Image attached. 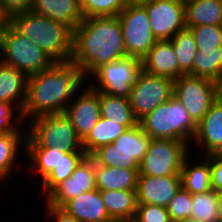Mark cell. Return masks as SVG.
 I'll return each instance as SVG.
<instances>
[{
	"label": "cell",
	"mask_w": 222,
	"mask_h": 222,
	"mask_svg": "<svg viewBox=\"0 0 222 222\" xmlns=\"http://www.w3.org/2000/svg\"><path fill=\"white\" fill-rule=\"evenodd\" d=\"M85 80L80 66L72 62H55L50 68L29 76L21 111L24 122L44 114L65 112L72 97L86 84Z\"/></svg>",
	"instance_id": "6da1fadb"
},
{
	"label": "cell",
	"mask_w": 222,
	"mask_h": 222,
	"mask_svg": "<svg viewBox=\"0 0 222 222\" xmlns=\"http://www.w3.org/2000/svg\"><path fill=\"white\" fill-rule=\"evenodd\" d=\"M192 76L207 78L222 85V46L198 49L192 65Z\"/></svg>",
	"instance_id": "4316f807"
},
{
	"label": "cell",
	"mask_w": 222,
	"mask_h": 222,
	"mask_svg": "<svg viewBox=\"0 0 222 222\" xmlns=\"http://www.w3.org/2000/svg\"><path fill=\"white\" fill-rule=\"evenodd\" d=\"M142 70L172 80L179 78V64L170 40H157L141 59Z\"/></svg>",
	"instance_id": "ac0fdd59"
},
{
	"label": "cell",
	"mask_w": 222,
	"mask_h": 222,
	"mask_svg": "<svg viewBox=\"0 0 222 222\" xmlns=\"http://www.w3.org/2000/svg\"><path fill=\"white\" fill-rule=\"evenodd\" d=\"M185 25H222V0H192L185 3Z\"/></svg>",
	"instance_id": "484cf974"
},
{
	"label": "cell",
	"mask_w": 222,
	"mask_h": 222,
	"mask_svg": "<svg viewBox=\"0 0 222 222\" xmlns=\"http://www.w3.org/2000/svg\"><path fill=\"white\" fill-rule=\"evenodd\" d=\"M191 217L201 222H218L220 219L216 191L192 194Z\"/></svg>",
	"instance_id": "d6a6232c"
},
{
	"label": "cell",
	"mask_w": 222,
	"mask_h": 222,
	"mask_svg": "<svg viewBox=\"0 0 222 222\" xmlns=\"http://www.w3.org/2000/svg\"><path fill=\"white\" fill-rule=\"evenodd\" d=\"M128 56L118 16L87 17L73 31L70 62L87 79L103 64Z\"/></svg>",
	"instance_id": "7a4b0ae2"
},
{
	"label": "cell",
	"mask_w": 222,
	"mask_h": 222,
	"mask_svg": "<svg viewBox=\"0 0 222 222\" xmlns=\"http://www.w3.org/2000/svg\"><path fill=\"white\" fill-rule=\"evenodd\" d=\"M211 185L214 191L222 190V155L210 156Z\"/></svg>",
	"instance_id": "ab89813d"
},
{
	"label": "cell",
	"mask_w": 222,
	"mask_h": 222,
	"mask_svg": "<svg viewBox=\"0 0 222 222\" xmlns=\"http://www.w3.org/2000/svg\"><path fill=\"white\" fill-rule=\"evenodd\" d=\"M180 174L174 176H148L138 174L137 203L166 207L181 188Z\"/></svg>",
	"instance_id": "e0dca14e"
},
{
	"label": "cell",
	"mask_w": 222,
	"mask_h": 222,
	"mask_svg": "<svg viewBox=\"0 0 222 222\" xmlns=\"http://www.w3.org/2000/svg\"><path fill=\"white\" fill-rule=\"evenodd\" d=\"M14 110H17L15 111L18 113L17 116H15ZM14 117L15 119H13ZM18 124L23 126L26 124L20 109L12 103L0 102V133H22L23 129Z\"/></svg>",
	"instance_id": "8d00e7d4"
},
{
	"label": "cell",
	"mask_w": 222,
	"mask_h": 222,
	"mask_svg": "<svg viewBox=\"0 0 222 222\" xmlns=\"http://www.w3.org/2000/svg\"><path fill=\"white\" fill-rule=\"evenodd\" d=\"M138 123L151 138L183 141L190 146L197 130V124L175 97L146 114Z\"/></svg>",
	"instance_id": "277c9868"
},
{
	"label": "cell",
	"mask_w": 222,
	"mask_h": 222,
	"mask_svg": "<svg viewBox=\"0 0 222 222\" xmlns=\"http://www.w3.org/2000/svg\"><path fill=\"white\" fill-rule=\"evenodd\" d=\"M100 114L114 122H138L129 99L99 92Z\"/></svg>",
	"instance_id": "4dcf8cb0"
},
{
	"label": "cell",
	"mask_w": 222,
	"mask_h": 222,
	"mask_svg": "<svg viewBox=\"0 0 222 222\" xmlns=\"http://www.w3.org/2000/svg\"><path fill=\"white\" fill-rule=\"evenodd\" d=\"M69 215L80 222H112L100 190L82 192L79 196L68 200L62 207Z\"/></svg>",
	"instance_id": "d6986e66"
},
{
	"label": "cell",
	"mask_w": 222,
	"mask_h": 222,
	"mask_svg": "<svg viewBox=\"0 0 222 222\" xmlns=\"http://www.w3.org/2000/svg\"><path fill=\"white\" fill-rule=\"evenodd\" d=\"M188 29L192 31L198 49L222 46V25H200Z\"/></svg>",
	"instance_id": "e575fe53"
},
{
	"label": "cell",
	"mask_w": 222,
	"mask_h": 222,
	"mask_svg": "<svg viewBox=\"0 0 222 222\" xmlns=\"http://www.w3.org/2000/svg\"><path fill=\"white\" fill-rule=\"evenodd\" d=\"M190 145L183 141L152 138L140 163L139 173L148 176H174L181 172Z\"/></svg>",
	"instance_id": "9c48e42d"
},
{
	"label": "cell",
	"mask_w": 222,
	"mask_h": 222,
	"mask_svg": "<svg viewBox=\"0 0 222 222\" xmlns=\"http://www.w3.org/2000/svg\"><path fill=\"white\" fill-rule=\"evenodd\" d=\"M118 17L127 55L142 59L157 42L150 28L146 8L127 3Z\"/></svg>",
	"instance_id": "7c38bea8"
},
{
	"label": "cell",
	"mask_w": 222,
	"mask_h": 222,
	"mask_svg": "<svg viewBox=\"0 0 222 222\" xmlns=\"http://www.w3.org/2000/svg\"><path fill=\"white\" fill-rule=\"evenodd\" d=\"M127 5V0H80L84 18L118 16Z\"/></svg>",
	"instance_id": "836d02e7"
},
{
	"label": "cell",
	"mask_w": 222,
	"mask_h": 222,
	"mask_svg": "<svg viewBox=\"0 0 222 222\" xmlns=\"http://www.w3.org/2000/svg\"><path fill=\"white\" fill-rule=\"evenodd\" d=\"M184 3H186V2H189V1H192V0H182Z\"/></svg>",
	"instance_id": "bcb514c9"
},
{
	"label": "cell",
	"mask_w": 222,
	"mask_h": 222,
	"mask_svg": "<svg viewBox=\"0 0 222 222\" xmlns=\"http://www.w3.org/2000/svg\"><path fill=\"white\" fill-rule=\"evenodd\" d=\"M202 151V156L222 155V98L219 97L197 124L193 144Z\"/></svg>",
	"instance_id": "2e32d148"
},
{
	"label": "cell",
	"mask_w": 222,
	"mask_h": 222,
	"mask_svg": "<svg viewBox=\"0 0 222 222\" xmlns=\"http://www.w3.org/2000/svg\"><path fill=\"white\" fill-rule=\"evenodd\" d=\"M0 61L27 77L50 68L55 62L37 44L18 32L10 23L0 34ZM4 58V59H3Z\"/></svg>",
	"instance_id": "8992f818"
},
{
	"label": "cell",
	"mask_w": 222,
	"mask_h": 222,
	"mask_svg": "<svg viewBox=\"0 0 222 222\" xmlns=\"http://www.w3.org/2000/svg\"><path fill=\"white\" fill-rule=\"evenodd\" d=\"M96 189L95 162L86 156L69 178L60 182L45 198L46 205L62 207L68 200L82 192Z\"/></svg>",
	"instance_id": "5bb4252c"
},
{
	"label": "cell",
	"mask_w": 222,
	"mask_h": 222,
	"mask_svg": "<svg viewBox=\"0 0 222 222\" xmlns=\"http://www.w3.org/2000/svg\"><path fill=\"white\" fill-rule=\"evenodd\" d=\"M175 222H201L193 217H188L186 219H182V220H178V221H175Z\"/></svg>",
	"instance_id": "f6af8a7d"
},
{
	"label": "cell",
	"mask_w": 222,
	"mask_h": 222,
	"mask_svg": "<svg viewBox=\"0 0 222 222\" xmlns=\"http://www.w3.org/2000/svg\"><path fill=\"white\" fill-rule=\"evenodd\" d=\"M109 216L114 221H133L137 209L136 190L100 191Z\"/></svg>",
	"instance_id": "d4e9b609"
},
{
	"label": "cell",
	"mask_w": 222,
	"mask_h": 222,
	"mask_svg": "<svg viewBox=\"0 0 222 222\" xmlns=\"http://www.w3.org/2000/svg\"><path fill=\"white\" fill-rule=\"evenodd\" d=\"M34 0H0L4 13L11 18L18 13L31 11Z\"/></svg>",
	"instance_id": "f35d334b"
},
{
	"label": "cell",
	"mask_w": 222,
	"mask_h": 222,
	"mask_svg": "<svg viewBox=\"0 0 222 222\" xmlns=\"http://www.w3.org/2000/svg\"><path fill=\"white\" fill-rule=\"evenodd\" d=\"M174 80L141 70L132 85L129 102L139 121L146 114L173 97Z\"/></svg>",
	"instance_id": "8fae6325"
},
{
	"label": "cell",
	"mask_w": 222,
	"mask_h": 222,
	"mask_svg": "<svg viewBox=\"0 0 222 222\" xmlns=\"http://www.w3.org/2000/svg\"><path fill=\"white\" fill-rule=\"evenodd\" d=\"M216 198H217L219 217L222 218V190L216 191Z\"/></svg>",
	"instance_id": "7bdbcfd3"
},
{
	"label": "cell",
	"mask_w": 222,
	"mask_h": 222,
	"mask_svg": "<svg viewBox=\"0 0 222 222\" xmlns=\"http://www.w3.org/2000/svg\"><path fill=\"white\" fill-rule=\"evenodd\" d=\"M221 94L222 86L207 78L182 75L174 80L173 97L182 103L196 124Z\"/></svg>",
	"instance_id": "ba28073f"
},
{
	"label": "cell",
	"mask_w": 222,
	"mask_h": 222,
	"mask_svg": "<svg viewBox=\"0 0 222 222\" xmlns=\"http://www.w3.org/2000/svg\"><path fill=\"white\" fill-rule=\"evenodd\" d=\"M9 23L37 44L54 62H70L73 31L67 25L33 11L13 15Z\"/></svg>",
	"instance_id": "3957f363"
},
{
	"label": "cell",
	"mask_w": 222,
	"mask_h": 222,
	"mask_svg": "<svg viewBox=\"0 0 222 222\" xmlns=\"http://www.w3.org/2000/svg\"><path fill=\"white\" fill-rule=\"evenodd\" d=\"M25 158L29 162L30 169L41 175L44 180L49 173L60 163V149L47 147H24Z\"/></svg>",
	"instance_id": "1f68e13d"
},
{
	"label": "cell",
	"mask_w": 222,
	"mask_h": 222,
	"mask_svg": "<svg viewBox=\"0 0 222 222\" xmlns=\"http://www.w3.org/2000/svg\"><path fill=\"white\" fill-rule=\"evenodd\" d=\"M171 43L179 64V77L182 75L192 76L193 61L198 52L192 31L188 28L179 31L171 39Z\"/></svg>",
	"instance_id": "f1b7e54d"
},
{
	"label": "cell",
	"mask_w": 222,
	"mask_h": 222,
	"mask_svg": "<svg viewBox=\"0 0 222 222\" xmlns=\"http://www.w3.org/2000/svg\"><path fill=\"white\" fill-rule=\"evenodd\" d=\"M31 11L65 24L72 31L84 19L80 9V0H34Z\"/></svg>",
	"instance_id": "ffe728a7"
},
{
	"label": "cell",
	"mask_w": 222,
	"mask_h": 222,
	"mask_svg": "<svg viewBox=\"0 0 222 222\" xmlns=\"http://www.w3.org/2000/svg\"><path fill=\"white\" fill-rule=\"evenodd\" d=\"M141 70V59L126 56L96 69L89 78H95L93 81L97 85L91 82L90 86L98 92L129 99L132 85Z\"/></svg>",
	"instance_id": "30bf717a"
},
{
	"label": "cell",
	"mask_w": 222,
	"mask_h": 222,
	"mask_svg": "<svg viewBox=\"0 0 222 222\" xmlns=\"http://www.w3.org/2000/svg\"><path fill=\"white\" fill-rule=\"evenodd\" d=\"M202 158L204 159H198L202 161L193 164L192 162L189 163L191 158L188 155L181 168V186L191 194H199L212 190L210 156H203Z\"/></svg>",
	"instance_id": "cb8c5ba5"
},
{
	"label": "cell",
	"mask_w": 222,
	"mask_h": 222,
	"mask_svg": "<svg viewBox=\"0 0 222 222\" xmlns=\"http://www.w3.org/2000/svg\"><path fill=\"white\" fill-rule=\"evenodd\" d=\"M85 152H63L60 150V163L42 181L41 191L44 198L63 180L69 178L80 162L86 157Z\"/></svg>",
	"instance_id": "f546056e"
},
{
	"label": "cell",
	"mask_w": 222,
	"mask_h": 222,
	"mask_svg": "<svg viewBox=\"0 0 222 222\" xmlns=\"http://www.w3.org/2000/svg\"><path fill=\"white\" fill-rule=\"evenodd\" d=\"M29 123L25 147L57 148L66 153L85 152L82 140L65 112L44 114L29 120Z\"/></svg>",
	"instance_id": "5b68a950"
},
{
	"label": "cell",
	"mask_w": 222,
	"mask_h": 222,
	"mask_svg": "<svg viewBox=\"0 0 222 222\" xmlns=\"http://www.w3.org/2000/svg\"><path fill=\"white\" fill-rule=\"evenodd\" d=\"M166 209L172 222L191 217L192 194L181 187L170 200Z\"/></svg>",
	"instance_id": "d590c367"
},
{
	"label": "cell",
	"mask_w": 222,
	"mask_h": 222,
	"mask_svg": "<svg viewBox=\"0 0 222 222\" xmlns=\"http://www.w3.org/2000/svg\"><path fill=\"white\" fill-rule=\"evenodd\" d=\"M151 139L138 123L125 130L113 143L95 150L90 157L97 165L139 169Z\"/></svg>",
	"instance_id": "52a82bcc"
},
{
	"label": "cell",
	"mask_w": 222,
	"mask_h": 222,
	"mask_svg": "<svg viewBox=\"0 0 222 222\" xmlns=\"http://www.w3.org/2000/svg\"><path fill=\"white\" fill-rule=\"evenodd\" d=\"M10 18L4 13L0 4V34L4 28L9 24Z\"/></svg>",
	"instance_id": "b9f144b4"
},
{
	"label": "cell",
	"mask_w": 222,
	"mask_h": 222,
	"mask_svg": "<svg viewBox=\"0 0 222 222\" xmlns=\"http://www.w3.org/2000/svg\"><path fill=\"white\" fill-rule=\"evenodd\" d=\"M154 1L156 0H127V3L132 5H145Z\"/></svg>",
	"instance_id": "ee69618b"
},
{
	"label": "cell",
	"mask_w": 222,
	"mask_h": 222,
	"mask_svg": "<svg viewBox=\"0 0 222 222\" xmlns=\"http://www.w3.org/2000/svg\"><path fill=\"white\" fill-rule=\"evenodd\" d=\"M28 77L0 61V102L16 104L22 111L27 91Z\"/></svg>",
	"instance_id": "7402d4cb"
},
{
	"label": "cell",
	"mask_w": 222,
	"mask_h": 222,
	"mask_svg": "<svg viewBox=\"0 0 222 222\" xmlns=\"http://www.w3.org/2000/svg\"><path fill=\"white\" fill-rule=\"evenodd\" d=\"M134 222H172L166 207L137 203Z\"/></svg>",
	"instance_id": "74e56055"
},
{
	"label": "cell",
	"mask_w": 222,
	"mask_h": 222,
	"mask_svg": "<svg viewBox=\"0 0 222 222\" xmlns=\"http://www.w3.org/2000/svg\"><path fill=\"white\" fill-rule=\"evenodd\" d=\"M81 90L75 93V98L67 106L65 114L70 118L76 135L83 140L96 125L101 114L99 92L88 84Z\"/></svg>",
	"instance_id": "9a60e30c"
},
{
	"label": "cell",
	"mask_w": 222,
	"mask_h": 222,
	"mask_svg": "<svg viewBox=\"0 0 222 222\" xmlns=\"http://www.w3.org/2000/svg\"><path fill=\"white\" fill-rule=\"evenodd\" d=\"M143 6L157 40H170L186 28L185 3L182 0H156Z\"/></svg>",
	"instance_id": "4fadbf2b"
},
{
	"label": "cell",
	"mask_w": 222,
	"mask_h": 222,
	"mask_svg": "<svg viewBox=\"0 0 222 222\" xmlns=\"http://www.w3.org/2000/svg\"><path fill=\"white\" fill-rule=\"evenodd\" d=\"M139 169L109 167L95 163L96 188L106 190H136Z\"/></svg>",
	"instance_id": "603a6c76"
},
{
	"label": "cell",
	"mask_w": 222,
	"mask_h": 222,
	"mask_svg": "<svg viewBox=\"0 0 222 222\" xmlns=\"http://www.w3.org/2000/svg\"><path fill=\"white\" fill-rule=\"evenodd\" d=\"M21 134L0 133V182H3L4 179L6 182L12 171H14L20 147L24 151L27 133Z\"/></svg>",
	"instance_id": "83f0119b"
},
{
	"label": "cell",
	"mask_w": 222,
	"mask_h": 222,
	"mask_svg": "<svg viewBox=\"0 0 222 222\" xmlns=\"http://www.w3.org/2000/svg\"><path fill=\"white\" fill-rule=\"evenodd\" d=\"M47 212L46 214L49 218H52V222H80L75 217L69 215L65 210L61 207H54L51 205H45Z\"/></svg>",
	"instance_id": "60d3db41"
},
{
	"label": "cell",
	"mask_w": 222,
	"mask_h": 222,
	"mask_svg": "<svg viewBox=\"0 0 222 222\" xmlns=\"http://www.w3.org/2000/svg\"><path fill=\"white\" fill-rule=\"evenodd\" d=\"M138 122H114L100 117L96 125L82 140V149L90 156L98 148L113 143L125 130Z\"/></svg>",
	"instance_id": "44dd1931"
}]
</instances>
